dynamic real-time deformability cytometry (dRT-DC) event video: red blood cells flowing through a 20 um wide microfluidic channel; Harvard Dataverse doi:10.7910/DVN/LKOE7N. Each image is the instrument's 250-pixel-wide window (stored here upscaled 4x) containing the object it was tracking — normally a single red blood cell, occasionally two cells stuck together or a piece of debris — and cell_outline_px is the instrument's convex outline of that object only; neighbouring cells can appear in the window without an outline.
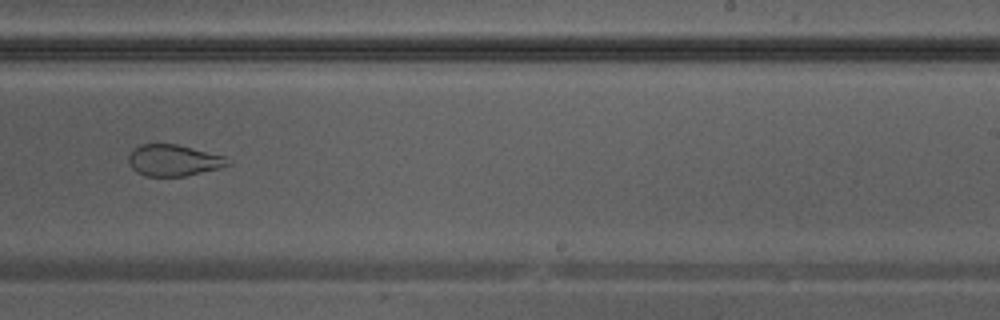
{"species": "Egyptian fruit bat (a non-hibernating species)", "species_latin": "Rousettus aegyptiacus", "temperature_condition": "warm", "stored_images_in_passage": 28, "segment_of_instrument_passage": [2, 2], "camera_frame_rate_fps": 3000, "um_per_image_px": 0.085, "animal": {"sex": "male"}, "frame": {"image": 1, "passage_image": 13, "time_ms": 4.0, "image_size_px": [1000, 320], "cell_outline_px": [[232, 164], [220, 168], [184, 176], [144, 176], [136, 172], [128, 164], [128, 156], [140, 144], [176, 144], [224, 156]], "centroid_in_image_um": [14.73, 13.64], "position_along_channel_um": 274.3, "area_um2": 18.03}}